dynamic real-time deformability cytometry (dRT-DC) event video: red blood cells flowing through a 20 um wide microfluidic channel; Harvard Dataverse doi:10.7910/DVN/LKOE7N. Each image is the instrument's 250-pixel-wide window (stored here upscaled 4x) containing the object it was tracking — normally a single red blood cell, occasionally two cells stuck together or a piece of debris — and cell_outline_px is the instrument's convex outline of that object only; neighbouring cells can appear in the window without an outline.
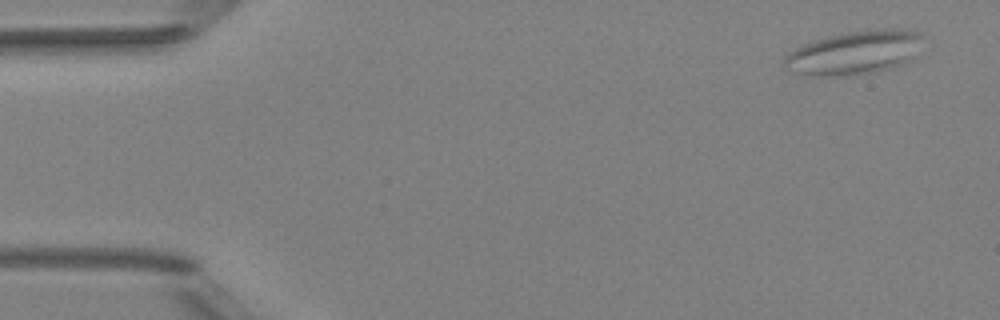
{"species": "Egyptian fruit bat (a non-hibernating species)", "species_latin": "Rousettus aegyptiacus", "temperature_condition": "room temperature", "stored_images_in_passage": 5, "camera_frame_rate_fps": 3000, "um_per_image_px": 0.085, "animal": {"sex": "female"}, "frame": {"image": 1, "passage_image": 1, "time_ms": 0.0, "image_size_px": [1000, 320], "cell_outline_px": [[924, 36], [916, 60], [904, 64], [876, 72], [848, 76], [804, 76], [788, 72], [784, 68], [784, 56], [788, 52], [804, 44], [828, 36], [868, 28], [904, 28], [920, 32]], "centroid_in_image_um": [72.68, 4.48], "position_along_channel_um": 12.3, "area_um2": 36.59}}
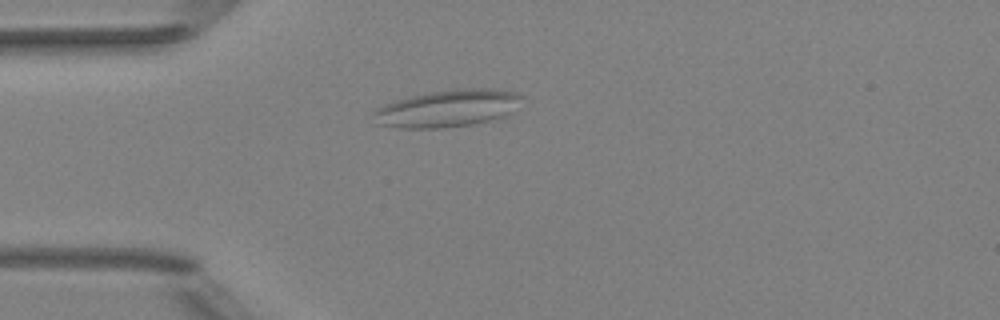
{"frame": {"image": 2, "passage_image": 4, "time_ms": 1.0, "image_size_px": [1000, 320], "cell_outline_px": [[524, 96], [504, 116], [472, 124], [440, 128], [400, 128], [376, 124], [372, 112], [376, 108], [384, 104], [408, 96], [428, 92], [456, 88], [484, 88], [516, 92]], "centroid_in_image_um": [37.95, 9.2], "position_along_channel_um": 47.0, "area_um2": 31.96}}